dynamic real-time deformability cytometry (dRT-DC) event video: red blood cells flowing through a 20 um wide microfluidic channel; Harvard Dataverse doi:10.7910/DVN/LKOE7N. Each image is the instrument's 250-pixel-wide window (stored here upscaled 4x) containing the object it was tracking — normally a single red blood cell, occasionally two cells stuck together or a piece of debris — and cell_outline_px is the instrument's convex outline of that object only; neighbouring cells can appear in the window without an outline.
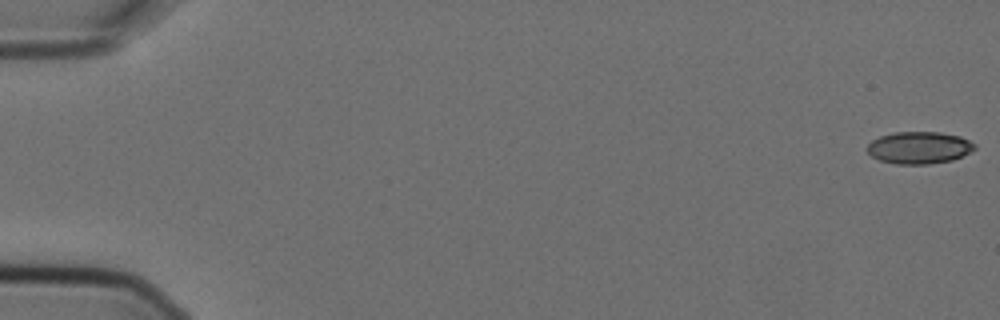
{"species": "Egyptian fruit bat (a non-hibernating species)", "species_latin": "Rousettus aegyptiacus", "temperature_condition": "cold", "stored_images_in_passage": 6, "camera_frame_rate_fps": 3000, "um_per_image_px": 0.085, "animal": {"sex": "female"}, "frame": {"image": 1, "passage_image": 1, "time_ms": 0.0, "image_size_px": [1000, 320], "cell_outline_px": [[976, 148], [952, 160], [928, 164], [896, 164], [880, 160], [872, 156], [864, 148], [872, 140], [880, 136], [896, 132], [940, 132], [960, 136], [976, 144]], "centroid_in_image_um": [78.1, 12.55], "position_along_channel_um": 6.9, "area_um2": 20.06}}
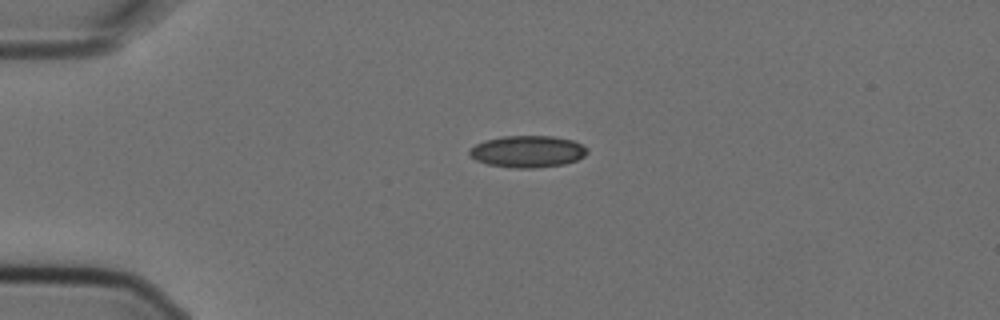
{"frame": {"image": 2, "passage_image": 4, "time_ms": 1.0, "image_size_px": [1000, 320], "cell_outline_px": [[588, 152], [584, 156], [576, 160], [564, 164], [532, 168], [512, 168], [488, 164], [476, 160], [468, 152], [468, 148], [484, 140], [504, 136], [552, 136], [572, 140], [588, 148]], "centroid_in_image_um": [44.83, 12.87], "position_along_channel_um": 40.2, "area_um2": 21.79}}
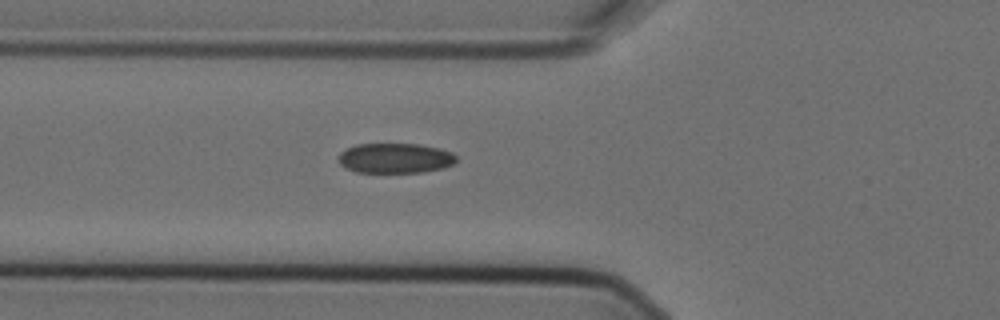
{"frame": {"image": 3, "passage_image": 6, "time_ms": 1.667, "image_size_px": [1000, 320], "cell_outline_px": [[456, 160], [452, 164], [444, 168], [420, 172], [356, 172], [344, 168], [340, 164], [340, 152], [356, 144], [420, 144], [440, 148], [452, 152], [456, 156]], "centroid_in_image_um": [33.6, 13.44], "position_along_channel_um": 92.2, "area_um2": 20.58}}